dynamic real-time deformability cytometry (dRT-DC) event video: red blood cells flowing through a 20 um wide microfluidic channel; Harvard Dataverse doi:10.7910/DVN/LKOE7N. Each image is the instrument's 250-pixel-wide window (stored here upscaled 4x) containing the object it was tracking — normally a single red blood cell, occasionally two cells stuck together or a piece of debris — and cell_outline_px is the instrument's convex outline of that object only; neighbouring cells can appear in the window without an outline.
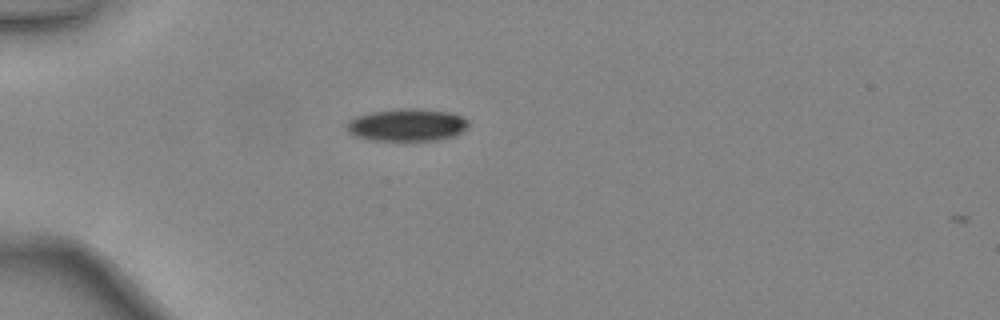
{"species": "common noctule bat (a hibernating species)", "species_latin": "Nyctalus noctula", "temperature_condition": "warm", "stored_images_in_passage": 16, "camera_frame_rate_fps": 3000, "um_per_image_px": 0.085, "animal": {"sex": "female", "body_mass_g": 24.6, "forearm_length_mm": 56.2}, "frame": {"image": 1, "passage_image": 15, "time_ms": 4.667, "image_size_px": [1000, 320], "cell_outline_px": [[468, 128], [456, 136], [440, 140], [372, 140], [356, 136], [348, 132], [344, 124], [348, 120], [356, 116], [368, 112], [400, 108], [416, 108], [452, 112], [468, 120]], "centroid_in_image_um": [34.59, 10.61], "position_along_channel_um": 50.4, "area_um2": 23.41}}